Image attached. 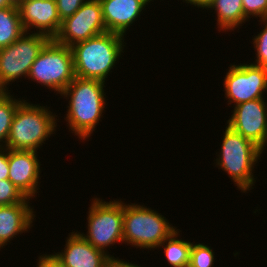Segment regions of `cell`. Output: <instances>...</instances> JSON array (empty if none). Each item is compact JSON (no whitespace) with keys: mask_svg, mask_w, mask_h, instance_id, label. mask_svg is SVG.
<instances>
[{"mask_svg":"<svg viewBox=\"0 0 267 267\" xmlns=\"http://www.w3.org/2000/svg\"><path fill=\"white\" fill-rule=\"evenodd\" d=\"M106 82L75 77L60 94L69 99L66 122L81 140L89 139L105 109L104 90ZM68 97V98H67Z\"/></svg>","mask_w":267,"mask_h":267,"instance_id":"1","label":"cell"},{"mask_svg":"<svg viewBox=\"0 0 267 267\" xmlns=\"http://www.w3.org/2000/svg\"><path fill=\"white\" fill-rule=\"evenodd\" d=\"M124 40L121 34L106 32L73 44L70 48L75 76L105 82L112 72L110 70L115 67V63L117 64L122 55Z\"/></svg>","mask_w":267,"mask_h":267,"instance_id":"2","label":"cell"},{"mask_svg":"<svg viewBox=\"0 0 267 267\" xmlns=\"http://www.w3.org/2000/svg\"><path fill=\"white\" fill-rule=\"evenodd\" d=\"M48 110L23 99L15 112L4 148L37 151L56 131L57 116Z\"/></svg>","mask_w":267,"mask_h":267,"instance_id":"3","label":"cell"},{"mask_svg":"<svg viewBox=\"0 0 267 267\" xmlns=\"http://www.w3.org/2000/svg\"><path fill=\"white\" fill-rule=\"evenodd\" d=\"M262 152L253 142L227 125L216 165L229 175L237 188L246 193L256 181L252 172Z\"/></svg>","mask_w":267,"mask_h":267,"instance_id":"4","label":"cell"},{"mask_svg":"<svg viewBox=\"0 0 267 267\" xmlns=\"http://www.w3.org/2000/svg\"><path fill=\"white\" fill-rule=\"evenodd\" d=\"M175 230L157 211L123 202V243L140 249H157Z\"/></svg>","mask_w":267,"mask_h":267,"instance_id":"5","label":"cell"},{"mask_svg":"<svg viewBox=\"0 0 267 267\" xmlns=\"http://www.w3.org/2000/svg\"><path fill=\"white\" fill-rule=\"evenodd\" d=\"M27 77L61 94L76 77L71 48L50 39L39 52Z\"/></svg>","mask_w":267,"mask_h":267,"instance_id":"6","label":"cell"},{"mask_svg":"<svg viewBox=\"0 0 267 267\" xmlns=\"http://www.w3.org/2000/svg\"><path fill=\"white\" fill-rule=\"evenodd\" d=\"M87 216V235H81L96 249L107 253V247L123 242V202L92 199Z\"/></svg>","mask_w":267,"mask_h":267,"instance_id":"7","label":"cell"},{"mask_svg":"<svg viewBox=\"0 0 267 267\" xmlns=\"http://www.w3.org/2000/svg\"><path fill=\"white\" fill-rule=\"evenodd\" d=\"M49 40L44 34L25 32L9 46L0 49V91H8V84L22 76L26 79L33 62Z\"/></svg>","mask_w":267,"mask_h":267,"instance_id":"8","label":"cell"},{"mask_svg":"<svg viewBox=\"0 0 267 267\" xmlns=\"http://www.w3.org/2000/svg\"><path fill=\"white\" fill-rule=\"evenodd\" d=\"M224 78L228 105L235 103L236 106L247 101L265 99L263 93L267 91V67L253 63L231 64Z\"/></svg>","mask_w":267,"mask_h":267,"instance_id":"9","label":"cell"},{"mask_svg":"<svg viewBox=\"0 0 267 267\" xmlns=\"http://www.w3.org/2000/svg\"><path fill=\"white\" fill-rule=\"evenodd\" d=\"M99 0H88L72 16L62 21L54 40L71 47L73 44L106 33Z\"/></svg>","mask_w":267,"mask_h":267,"instance_id":"10","label":"cell"},{"mask_svg":"<svg viewBox=\"0 0 267 267\" xmlns=\"http://www.w3.org/2000/svg\"><path fill=\"white\" fill-rule=\"evenodd\" d=\"M256 99L234 107L228 126L253 142L262 151L267 145V102Z\"/></svg>","mask_w":267,"mask_h":267,"instance_id":"11","label":"cell"},{"mask_svg":"<svg viewBox=\"0 0 267 267\" xmlns=\"http://www.w3.org/2000/svg\"><path fill=\"white\" fill-rule=\"evenodd\" d=\"M37 151L9 149L8 165L9 177L27 198L37 195L39 189L40 162Z\"/></svg>","mask_w":267,"mask_h":267,"instance_id":"12","label":"cell"},{"mask_svg":"<svg viewBox=\"0 0 267 267\" xmlns=\"http://www.w3.org/2000/svg\"><path fill=\"white\" fill-rule=\"evenodd\" d=\"M18 9L27 33L35 27L36 33L44 34L50 39L58 34L62 21L58 15L56 0H23Z\"/></svg>","mask_w":267,"mask_h":267,"instance_id":"13","label":"cell"},{"mask_svg":"<svg viewBox=\"0 0 267 267\" xmlns=\"http://www.w3.org/2000/svg\"><path fill=\"white\" fill-rule=\"evenodd\" d=\"M53 255L63 267H104L110 256L92 246L78 231L69 234L63 252Z\"/></svg>","mask_w":267,"mask_h":267,"instance_id":"14","label":"cell"},{"mask_svg":"<svg viewBox=\"0 0 267 267\" xmlns=\"http://www.w3.org/2000/svg\"><path fill=\"white\" fill-rule=\"evenodd\" d=\"M107 32L125 35L150 0H99ZM137 18V19H136Z\"/></svg>","mask_w":267,"mask_h":267,"instance_id":"15","label":"cell"},{"mask_svg":"<svg viewBox=\"0 0 267 267\" xmlns=\"http://www.w3.org/2000/svg\"><path fill=\"white\" fill-rule=\"evenodd\" d=\"M29 202L0 205V247L3 248L11 239L27 232L35 220L34 211Z\"/></svg>","mask_w":267,"mask_h":267,"instance_id":"16","label":"cell"},{"mask_svg":"<svg viewBox=\"0 0 267 267\" xmlns=\"http://www.w3.org/2000/svg\"><path fill=\"white\" fill-rule=\"evenodd\" d=\"M209 8L217 14L218 31H233L248 21L244 15L242 0H214L207 9Z\"/></svg>","mask_w":267,"mask_h":267,"instance_id":"17","label":"cell"},{"mask_svg":"<svg viewBox=\"0 0 267 267\" xmlns=\"http://www.w3.org/2000/svg\"><path fill=\"white\" fill-rule=\"evenodd\" d=\"M25 32L18 8L0 9V49L9 46Z\"/></svg>","mask_w":267,"mask_h":267,"instance_id":"18","label":"cell"},{"mask_svg":"<svg viewBox=\"0 0 267 267\" xmlns=\"http://www.w3.org/2000/svg\"><path fill=\"white\" fill-rule=\"evenodd\" d=\"M179 232L178 229L175 230L159 245V248L164 246L162 249L171 267H189L192 243L178 239Z\"/></svg>","mask_w":267,"mask_h":267,"instance_id":"19","label":"cell"},{"mask_svg":"<svg viewBox=\"0 0 267 267\" xmlns=\"http://www.w3.org/2000/svg\"><path fill=\"white\" fill-rule=\"evenodd\" d=\"M22 101L15 99L9 91H0V148L6 146L15 112Z\"/></svg>","mask_w":267,"mask_h":267,"instance_id":"20","label":"cell"},{"mask_svg":"<svg viewBox=\"0 0 267 267\" xmlns=\"http://www.w3.org/2000/svg\"><path fill=\"white\" fill-rule=\"evenodd\" d=\"M214 252L211 247L203 243H192L189 267H212Z\"/></svg>","mask_w":267,"mask_h":267,"instance_id":"21","label":"cell"},{"mask_svg":"<svg viewBox=\"0 0 267 267\" xmlns=\"http://www.w3.org/2000/svg\"><path fill=\"white\" fill-rule=\"evenodd\" d=\"M27 198L12 182L8 179L0 180V205L16 204L29 202Z\"/></svg>","mask_w":267,"mask_h":267,"instance_id":"22","label":"cell"},{"mask_svg":"<svg viewBox=\"0 0 267 267\" xmlns=\"http://www.w3.org/2000/svg\"><path fill=\"white\" fill-rule=\"evenodd\" d=\"M259 22H263L265 26L263 30L252 39L257 57L253 64L267 67V19H261Z\"/></svg>","mask_w":267,"mask_h":267,"instance_id":"23","label":"cell"},{"mask_svg":"<svg viewBox=\"0 0 267 267\" xmlns=\"http://www.w3.org/2000/svg\"><path fill=\"white\" fill-rule=\"evenodd\" d=\"M242 6L247 19L250 16L267 19V0H242Z\"/></svg>","mask_w":267,"mask_h":267,"instance_id":"24","label":"cell"},{"mask_svg":"<svg viewBox=\"0 0 267 267\" xmlns=\"http://www.w3.org/2000/svg\"><path fill=\"white\" fill-rule=\"evenodd\" d=\"M88 0H56L59 18L63 21L72 16Z\"/></svg>","mask_w":267,"mask_h":267,"instance_id":"25","label":"cell"},{"mask_svg":"<svg viewBox=\"0 0 267 267\" xmlns=\"http://www.w3.org/2000/svg\"><path fill=\"white\" fill-rule=\"evenodd\" d=\"M8 156L9 149L0 148V180H5L9 177Z\"/></svg>","mask_w":267,"mask_h":267,"instance_id":"26","label":"cell"},{"mask_svg":"<svg viewBox=\"0 0 267 267\" xmlns=\"http://www.w3.org/2000/svg\"><path fill=\"white\" fill-rule=\"evenodd\" d=\"M37 267H63L53 254H44L38 257Z\"/></svg>","mask_w":267,"mask_h":267,"instance_id":"27","label":"cell"},{"mask_svg":"<svg viewBox=\"0 0 267 267\" xmlns=\"http://www.w3.org/2000/svg\"><path fill=\"white\" fill-rule=\"evenodd\" d=\"M104 267H141V266H138L137 264L135 265V264L129 263L127 261L125 262L122 259H118L110 255L107 258Z\"/></svg>","mask_w":267,"mask_h":267,"instance_id":"28","label":"cell"},{"mask_svg":"<svg viewBox=\"0 0 267 267\" xmlns=\"http://www.w3.org/2000/svg\"><path fill=\"white\" fill-rule=\"evenodd\" d=\"M214 0H183V2L190 3V5H194L195 7H199L202 9H207L209 5L213 2Z\"/></svg>","mask_w":267,"mask_h":267,"instance_id":"29","label":"cell"},{"mask_svg":"<svg viewBox=\"0 0 267 267\" xmlns=\"http://www.w3.org/2000/svg\"><path fill=\"white\" fill-rule=\"evenodd\" d=\"M23 0H6V3L15 8H19Z\"/></svg>","mask_w":267,"mask_h":267,"instance_id":"30","label":"cell"},{"mask_svg":"<svg viewBox=\"0 0 267 267\" xmlns=\"http://www.w3.org/2000/svg\"><path fill=\"white\" fill-rule=\"evenodd\" d=\"M9 7V5L6 3V0H0V9Z\"/></svg>","mask_w":267,"mask_h":267,"instance_id":"31","label":"cell"}]
</instances>
